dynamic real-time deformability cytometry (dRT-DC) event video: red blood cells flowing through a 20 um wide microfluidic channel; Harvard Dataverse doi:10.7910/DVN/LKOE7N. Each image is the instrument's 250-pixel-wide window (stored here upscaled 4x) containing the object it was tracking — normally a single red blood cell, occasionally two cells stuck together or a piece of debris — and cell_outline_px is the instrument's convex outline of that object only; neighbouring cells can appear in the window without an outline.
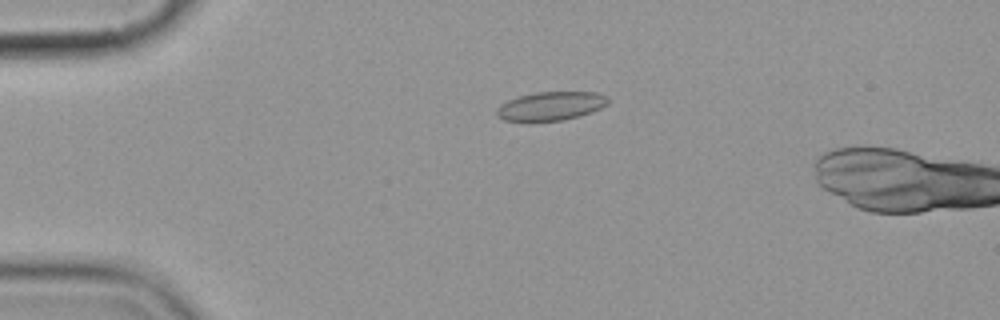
{"species": "common noctule bat (a hibernating species)", "species_latin": "Nyctalus noctula", "temperature_condition": "cold", "stored_images_in_passage": 2, "camera_frame_rate_fps": 3000, "um_per_image_px": 0.085, "animal": {"sex": "female", "body_mass_g": 19.9}, "frame": {"image": 1, "passage_image": 1, "time_ms": 0.0, "image_size_px": [1000, 320], "cell_outline_px": [[608, 104], [600, 108], [580, 116], [564, 120], [528, 124], [524, 124], [504, 120], [496, 116], [496, 108], [500, 104], [508, 100], [520, 96], [536, 92], [596, 92], [608, 96]], "centroid_in_image_um": [46.75, 9.06], "position_along_channel_um": 38.3, "area_um2": 19.36}}